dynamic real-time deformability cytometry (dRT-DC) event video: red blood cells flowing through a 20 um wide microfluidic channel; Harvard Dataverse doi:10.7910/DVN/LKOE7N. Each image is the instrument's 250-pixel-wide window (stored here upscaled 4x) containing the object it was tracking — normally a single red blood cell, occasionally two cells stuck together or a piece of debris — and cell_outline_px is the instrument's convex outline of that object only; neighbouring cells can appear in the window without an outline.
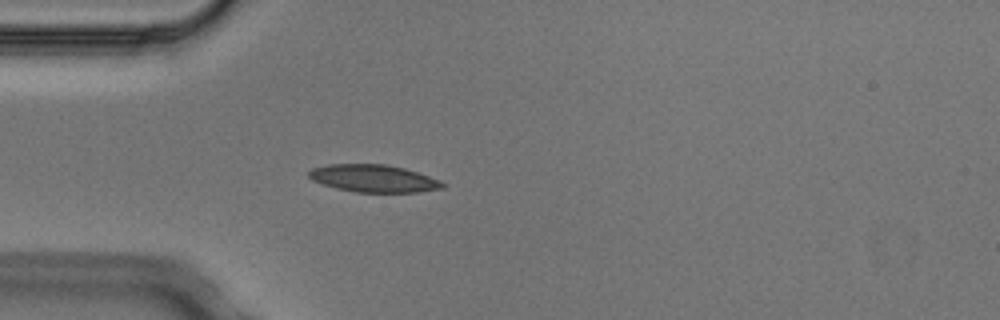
{"species": "Egyptian fruit bat (a non-hibernating species)", "species_latin": "Rousettus aegyptiacus", "temperature_condition": "cold", "stored_images_in_passage": 3, "camera_frame_rate_fps": 3000, "um_per_image_px": 0.085, "animal": {"sex": "male"}, "frame": {"image": 1, "passage_image": 3, "time_ms": 0.667, "image_size_px": [1000, 320], "cell_outline_px": [[448, 184], [444, 188], [416, 192], [356, 192], [336, 188], [312, 180], [308, 176], [308, 172], [312, 168], [328, 164], [388, 164], [404, 168], [440, 180]], "centroid_in_image_um": [31.77, 15.16], "position_along_channel_um": 53.2, "area_um2": 21.39}}